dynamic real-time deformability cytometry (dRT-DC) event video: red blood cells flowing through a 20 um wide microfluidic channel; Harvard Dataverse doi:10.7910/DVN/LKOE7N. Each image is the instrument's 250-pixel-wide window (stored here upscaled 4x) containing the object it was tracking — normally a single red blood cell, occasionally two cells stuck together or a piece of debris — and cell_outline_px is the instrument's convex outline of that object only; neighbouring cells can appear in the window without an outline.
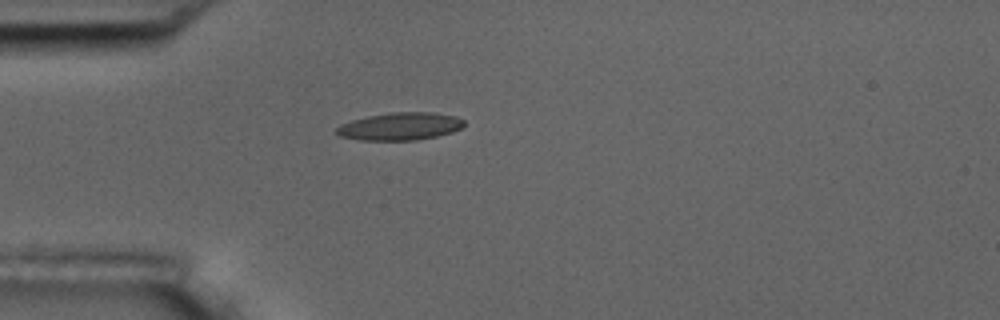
{"species": "common noctule bat (a hibernating species)", "species_latin": "Nyctalus noctula", "temperature_condition": "room temperature", "stored_images_in_passage": 1, "camera_frame_rate_fps": 3000, "um_per_image_px": 0.085, "animal": {"sex": "male", "body_mass_g": 17.5, "forearm_length_mm": 52.3}, "frame": {"image": 1, "passage_image": 1, "time_ms": 0.0, "image_size_px": [1000, 320], "cell_outline_px": [[464, 124], [460, 128], [452, 132], [436, 136], [416, 140], [360, 140], [340, 136], [336, 132], [336, 128], [340, 124], [352, 120], [368, 116], [392, 112], [432, 112], [456, 116], [464, 120]], "centroid_in_image_um": [34.0, 10.73], "position_along_channel_um": 51.0, "area_um2": 20.46}}